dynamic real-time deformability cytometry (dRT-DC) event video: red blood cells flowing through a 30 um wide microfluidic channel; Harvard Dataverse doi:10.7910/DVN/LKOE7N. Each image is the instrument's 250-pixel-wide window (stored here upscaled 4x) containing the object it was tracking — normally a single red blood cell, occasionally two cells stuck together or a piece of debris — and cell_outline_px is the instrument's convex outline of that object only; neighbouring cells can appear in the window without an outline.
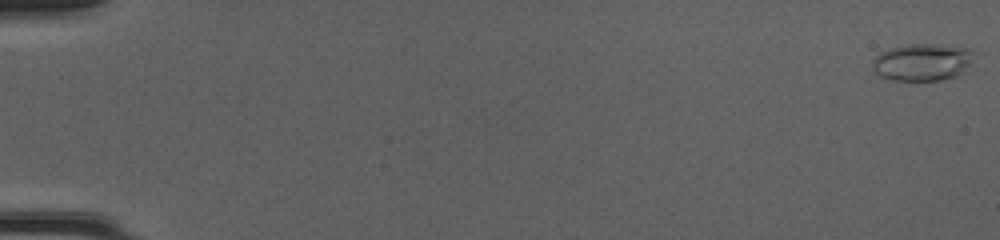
{"species": "common noctule bat (a hibernating species)", "species_latin": "Nyctalus noctula", "temperature_condition": "cold", "stored_images_in_passage": 50, "camera_frame_rate_fps": 3000, "um_per_image_px": 0.085, "animal": {"sex": "female", "body_mass_g": 20.0, "forearm_length_mm": 54.0}, "frame": {"image": 1, "passage_image": 1, "time_ms": 0.0, "image_size_px": [1000, 240], "cell_outline_px": [[976, 52], [964, 72], [956, 76], [940, 80], [892, 80], [880, 76], [872, 72], [872, 60], [880, 52], [888, 48], [908, 44], [940, 44], [972, 48]], "centroid_in_image_um": [78.39, 5.27], "position_along_channel_um": 6.6, "area_um2": 22.43}}
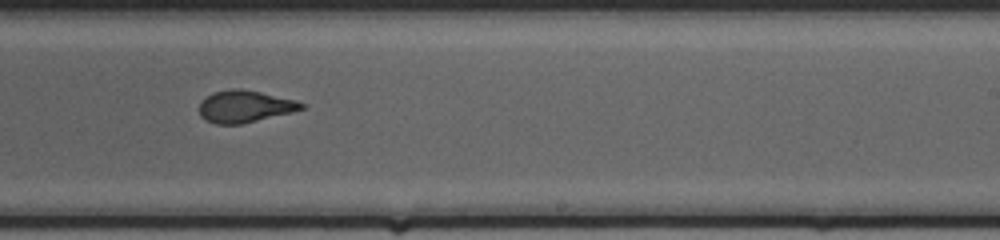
{"frame": {"image": 2, "passage_image": 33, "time_ms": 10.667, "image_size_px": [1000, 240], "cell_outline_px": [[304, 108], [292, 112], [240, 124], [216, 124], [204, 120], [200, 116], [200, 100], [212, 92], [232, 88], [240, 88], [260, 92], [296, 100], [304, 104]], "centroid_in_image_um": [20.76, 9.04], "position_along_channel_um": 268.2, "area_um2": 19.07}}
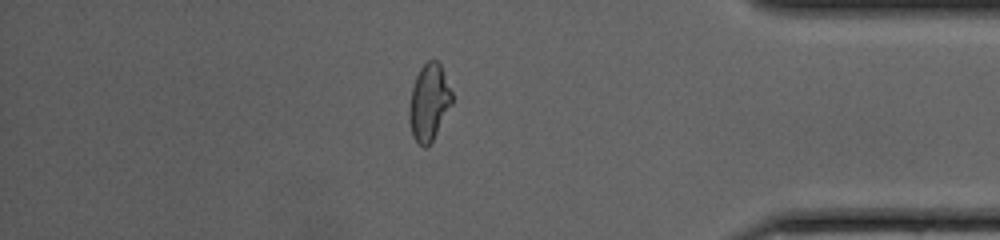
{"frame": {"image": 3, "passage_image": 44, "time_ms": 14.333, "image_size_px": [1000, 240], "cell_outline_px": [[452, 104], [432, 140], [424, 148], [412, 136], [408, 120], [408, 108], [412, 88], [416, 76], [420, 68], [428, 60], [436, 60], [440, 64], [452, 92]], "centroid_in_image_um": [36.44, 8.69], "position_along_channel_um": 398.8, "area_um2": 18.96}, "authors_computed_cell_mechanics": {"area_um2": 19.7098, "velocity_mm_per_s": 4.2553, "shape_relaxation_time_tau1_ms": null, "shape_relaxation_time_tau2_ms": 0.9039, "deformation_change_tau1": null, "deformation_change_tau2": 0.0762}}